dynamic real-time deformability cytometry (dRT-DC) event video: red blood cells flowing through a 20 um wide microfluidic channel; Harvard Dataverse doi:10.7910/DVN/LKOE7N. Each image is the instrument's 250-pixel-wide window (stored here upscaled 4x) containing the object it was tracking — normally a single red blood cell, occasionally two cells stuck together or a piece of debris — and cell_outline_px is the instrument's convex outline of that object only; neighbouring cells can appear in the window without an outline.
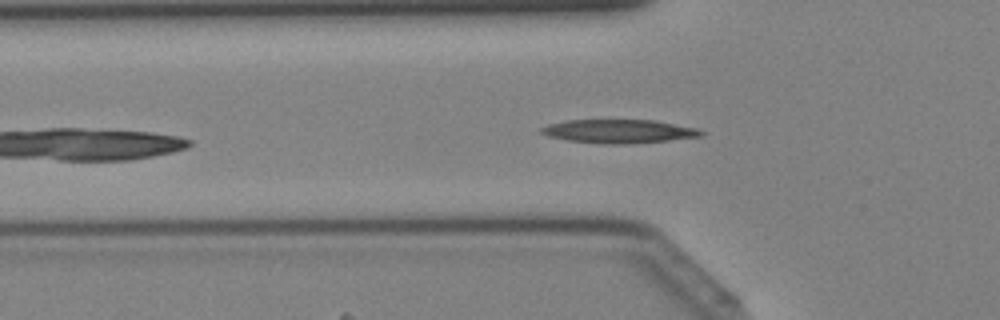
{"species": "Egyptian fruit bat (a non-hibernating species)", "species_latin": "Rousettus aegyptiacus", "temperature_condition": "cold", "stored_images_in_passage": 35, "camera_frame_rate_fps": 3000, "um_per_image_px": 0.085, "animal": {"sex": "female"}, "frame": {"image": 1, "passage_image": 9, "time_ms": 2.667, "image_size_px": [1000, 320], "cell_outline_px": [[704, 136], [668, 140], [624, 144], [600, 144], [568, 140], [548, 136], [540, 132], [540, 128], [548, 124], [564, 120], [656, 120], [696, 128], [704, 132]], "centroid_in_image_um": [52.59, 11.15], "position_along_channel_um": 73.2, "area_um2": 22.02}}
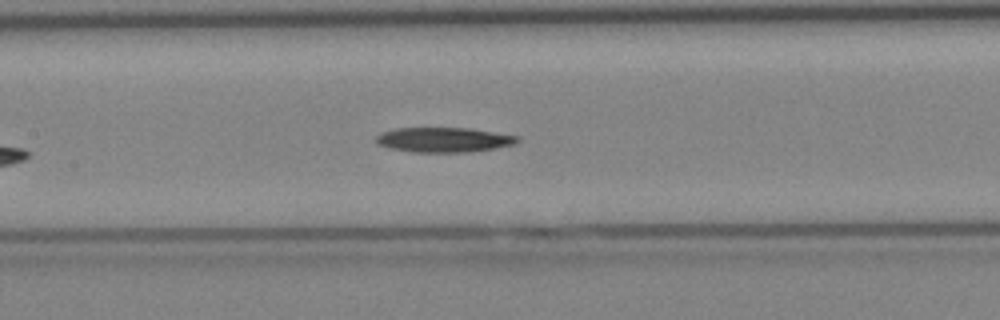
{"frame": {"image": 2, "passage_image": 15, "time_ms": 4.667, "image_size_px": [1000, 320], "cell_outline_px": [[520, 140], [516, 144], [468, 152], [412, 152], [388, 148], [376, 144], [376, 136], [380, 132], [396, 128], [468, 128], [520, 136]], "centroid_in_image_um": [37.69, 11.88], "position_along_channel_um": 169.7, "area_um2": 20.52}}
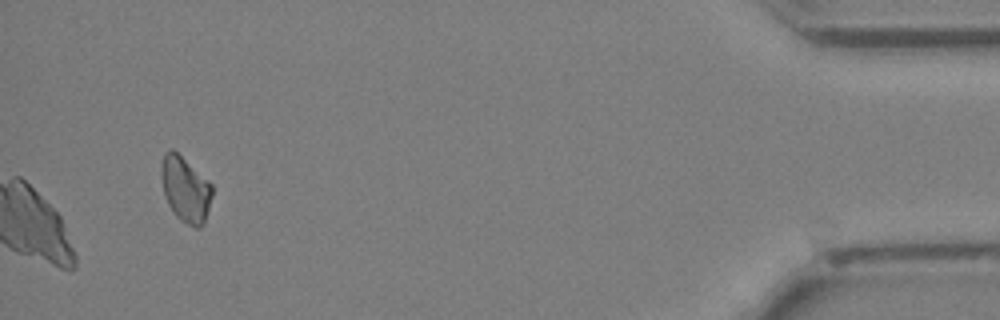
{"frame": {"image": 3, "passage_image": 35, "time_ms": 11.333, "image_size_px": [1000, 320], "cell_outline_px": [[212, 196], [204, 224], [200, 228], [196, 228], [180, 220], [176, 216], [168, 204], [164, 196], [160, 176], [160, 168], [164, 152], [172, 148], [208, 180], [212, 184]], "centroid_in_image_um": [15.74, 16.09], "position_along_channel_um": 419.5, "area_um2": 19.54}}